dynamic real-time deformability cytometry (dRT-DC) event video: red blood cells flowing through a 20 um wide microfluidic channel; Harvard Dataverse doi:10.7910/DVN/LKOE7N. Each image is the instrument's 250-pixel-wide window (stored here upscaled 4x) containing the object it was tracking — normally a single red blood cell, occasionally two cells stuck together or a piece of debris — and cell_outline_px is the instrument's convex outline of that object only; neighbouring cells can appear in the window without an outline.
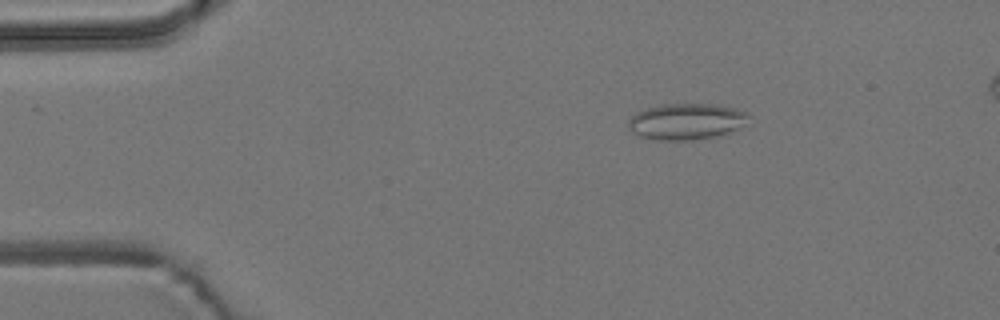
{"species": "common noctule bat (a hibernating species)", "species_latin": "Nyctalus noctula", "temperature_condition": "room temperature", "stored_images_in_passage": 4, "camera_frame_rate_fps": 3000, "um_per_image_px": 0.085, "animal": {"sex": "male", "body_mass_g": 19.2, "forearm_length_mm": 51.8}, "frame": {"image": 1, "passage_image": 1, "time_ms": 0.0, "image_size_px": [1000, 320], "cell_outline_px": [[752, 116], [736, 128], [720, 136], [692, 140], [656, 140], [640, 136], [632, 132], [628, 128], [628, 120], [636, 112], [660, 104], [720, 104], [744, 112]], "centroid_in_image_um": [58.3, 10.33], "position_along_channel_um": 26.7, "area_um2": 25.32}}